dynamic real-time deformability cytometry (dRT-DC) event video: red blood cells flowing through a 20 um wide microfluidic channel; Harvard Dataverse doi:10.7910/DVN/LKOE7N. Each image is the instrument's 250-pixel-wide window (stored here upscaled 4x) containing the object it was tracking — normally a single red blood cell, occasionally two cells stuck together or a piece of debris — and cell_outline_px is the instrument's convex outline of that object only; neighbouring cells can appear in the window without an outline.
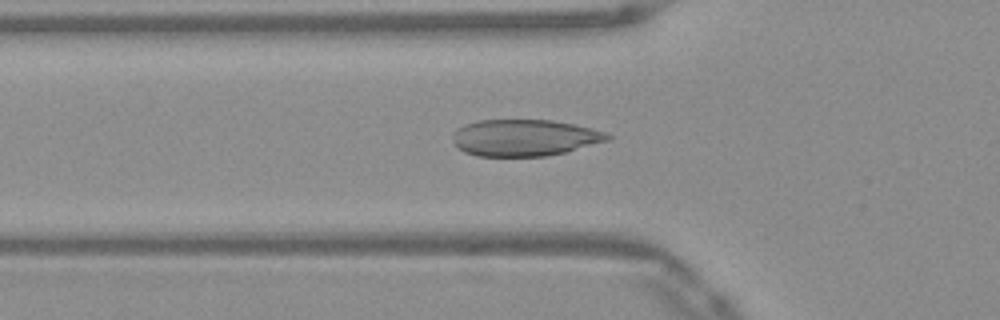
{"species": "Egyptian fruit bat (a non-hibernating species)", "species_latin": "Rousettus aegyptiacus", "temperature_condition": "warm", "stored_images_in_passage": 41, "camera_frame_rate_fps": 3000, "um_per_image_px": 0.085, "frame": {"image": 1, "passage_image": 7, "time_ms": 2.0, "image_size_px": [1000, 320], "cell_outline_px": [[612, 140], [564, 152], [544, 156], [476, 156], [464, 152], [456, 148], [452, 136], [452, 132], [464, 124], [480, 120], [552, 120], [592, 128], [604, 132], [612, 136]], "centroid_in_image_um": [44.56, 11.71], "position_along_channel_um": 81.2, "area_um2": 33.18}}
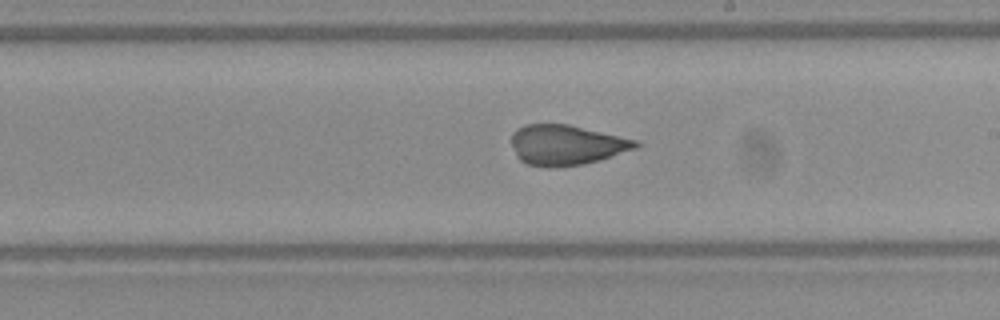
{"frame": {"image": 2, "passage_image": 19, "time_ms": 6.0, "image_size_px": [1000, 320], "cell_outline_px": [[640, 144], [636, 148], [600, 160], [584, 164], [548, 168], [528, 164], [520, 160], [516, 156], [512, 144], [512, 132], [516, 128], [524, 124], [568, 124], [636, 140]], "centroid_in_image_um": [48.1, 12.32], "position_along_channel_um": 240.9, "area_um2": 29.02}}
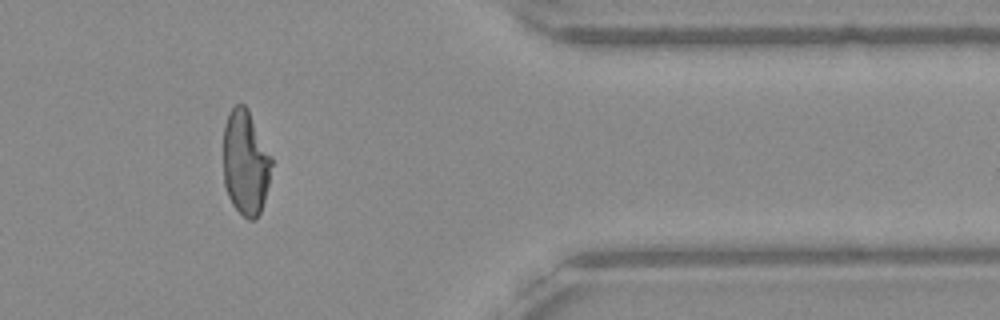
{"frame": {"image": 3, "passage_image": 32, "time_ms": 10.333, "image_size_px": [1000, 320], "cell_outline_px": [[272, 164], [268, 184], [264, 200], [260, 212], [256, 220], [248, 220], [232, 204], [228, 196], [224, 184], [224, 124], [228, 112], [236, 104], [244, 104], [248, 108], [272, 156]], "centroid_in_image_um": [20.87, 13.8], "position_along_channel_um": 390.5, "area_um2": 29.65}}